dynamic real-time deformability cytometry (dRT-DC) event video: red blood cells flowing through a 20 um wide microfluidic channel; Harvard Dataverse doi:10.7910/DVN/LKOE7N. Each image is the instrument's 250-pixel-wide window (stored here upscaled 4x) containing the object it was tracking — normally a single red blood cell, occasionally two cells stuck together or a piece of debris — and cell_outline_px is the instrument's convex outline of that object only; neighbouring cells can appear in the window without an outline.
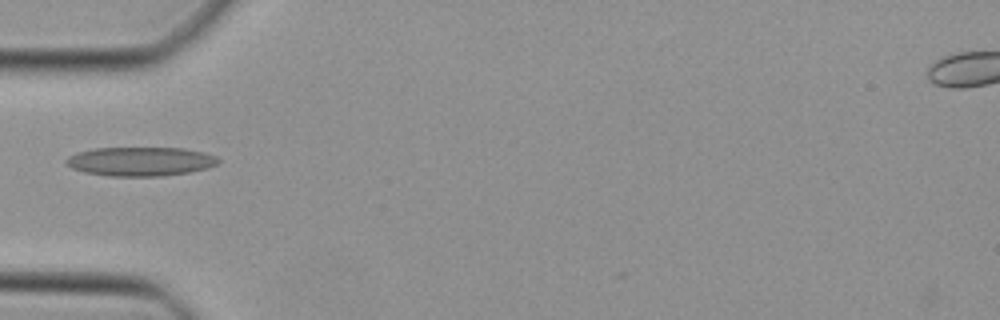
{"species": "Egyptian fruit bat (a non-hibernating species)", "species_latin": "Rousettus aegyptiacus", "temperature_condition": "cold", "stored_images_in_passage": 29, "camera_frame_rate_fps": 3000, "um_per_image_px": 0.085, "animal": {"sex": "female"}, "frame": {"image": 1, "passage_image": 1, "time_ms": 0.0, "image_size_px": [1000, 320], "cell_outline_px": [[220, 160], [216, 164], [208, 168], [188, 172], [160, 176], [108, 176], [84, 172], [72, 168], [64, 160], [68, 156], [76, 152], [96, 148], [184, 148], [204, 152], [216, 156]], "centroid_in_image_um": [11.93, 13.72], "position_along_channel_um": 73.1, "area_um2": 25.72}}
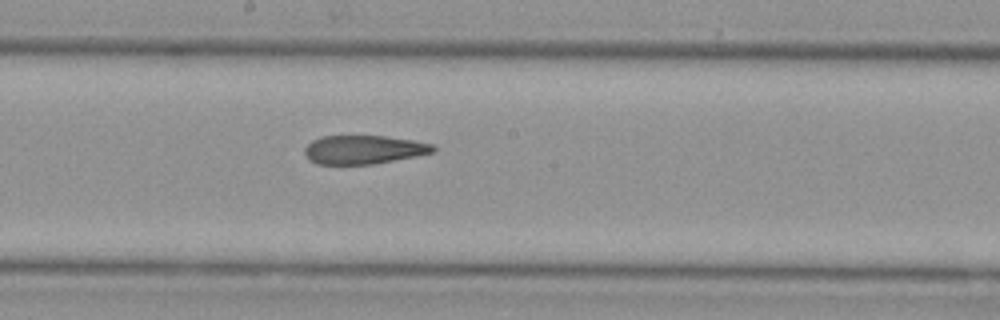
{"frame": {"image": 2, "passage_image": 11, "time_ms": 3.333, "image_size_px": [1000, 320], "cell_outline_px": [[436, 152], [416, 156], [372, 164], [316, 164], [308, 160], [304, 152], [304, 148], [312, 140], [320, 136], [384, 136], [412, 140], [432, 144], [436, 148]], "centroid_in_image_um": [30.89, 12.72], "position_along_channel_um": 217.3, "area_um2": 21.5}}
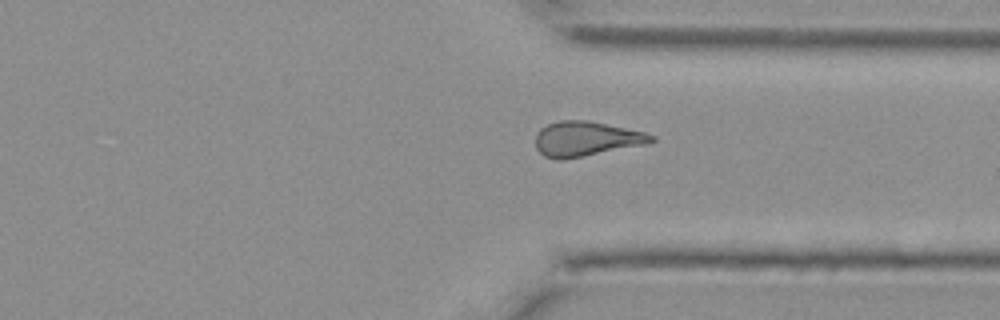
{"frame": {"image": 3, "passage_image": 21, "time_ms": 6.667, "image_size_px": [1000, 320], "cell_outline_px": [[656, 140], [648, 144], [564, 160], [556, 160], [544, 156], [536, 148], [536, 132], [540, 128], [548, 124], [560, 120], [588, 120], [644, 132], [656, 136]], "centroid_in_image_um": [49.82, 11.81], "position_along_channel_um": 361.6, "area_um2": 23.7}}